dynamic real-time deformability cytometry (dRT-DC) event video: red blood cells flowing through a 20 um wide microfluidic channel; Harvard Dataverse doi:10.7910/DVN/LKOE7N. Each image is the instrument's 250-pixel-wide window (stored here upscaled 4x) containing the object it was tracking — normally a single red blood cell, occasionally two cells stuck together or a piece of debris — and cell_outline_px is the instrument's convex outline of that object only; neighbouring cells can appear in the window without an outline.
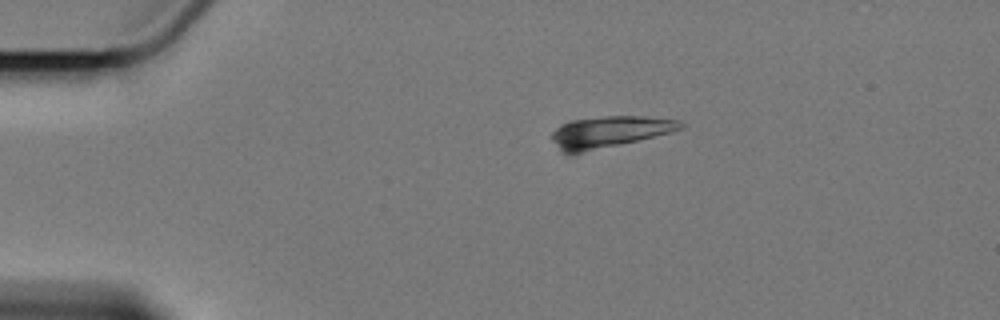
{"species": "Egyptian fruit bat (a non-hibernating species)", "species_latin": "Rousettus aegyptiacus", "temperature_condition": "cold", "stored_images_in_passage": 3, "camera_frame_rate_fps": 3000, "um_per_image_px": 0.085, "animal": {"sex": "female"}, "frame": {"image": 1, "passage_image": 1, "time_ms": 0.0, "image_size_px": [1000, 320], "cell_outline_px": [[684, 124], [680, 128], [672, 132], [572, 156], [568, 156], [560, 152], [552, 140], [552, 132], [560, 124], [572, 120], [604, 116], [644, 116], [680, 120]], "centroid_in_image_um": [51.72, 11.24], "position_along_channel_um": 33.3, "area_um2": 24.04}}